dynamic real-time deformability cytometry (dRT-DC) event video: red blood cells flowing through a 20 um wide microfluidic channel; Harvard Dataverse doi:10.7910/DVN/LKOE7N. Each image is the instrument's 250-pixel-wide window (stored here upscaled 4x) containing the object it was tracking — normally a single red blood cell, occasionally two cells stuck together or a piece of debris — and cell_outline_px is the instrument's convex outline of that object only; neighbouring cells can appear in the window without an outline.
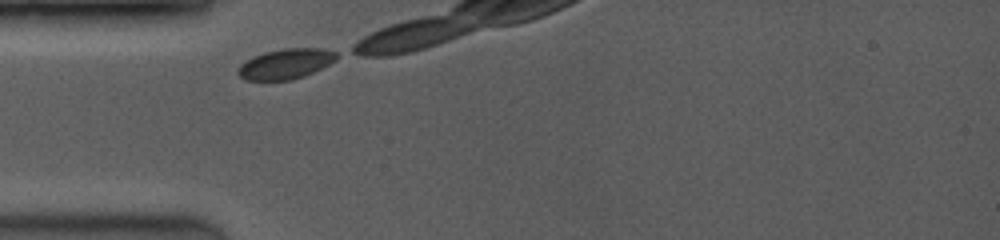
{"species": "common noctule bat (a hibernating species)", "species_latin": "Nyctalus noctula", "temperature_condition": "room temperature", "stored_images_in_passage": 5, "camera_frame_rate_fps": 3500, "um_per_image_px": 0.085, "animal": {"sex": "female", "body_mass_g": 19.0, "forearm_length_mm": 53.3}, "frame": {"image": 1, "passage_image": 1, "time_ms": 0.0, "image_size_px": [1000, 240], "cell_outline_px": [[336, 60], [304, 76], [292, 80], [244, 80], [236, 72], [240, 64], [244, 60], [264, 52], [284, 48], [324, 48], [336, 52]], "centroid_in_image_um": [24.24, 5.42], "position_along_channel_um": 60.8, "area_um2": 17.34}}